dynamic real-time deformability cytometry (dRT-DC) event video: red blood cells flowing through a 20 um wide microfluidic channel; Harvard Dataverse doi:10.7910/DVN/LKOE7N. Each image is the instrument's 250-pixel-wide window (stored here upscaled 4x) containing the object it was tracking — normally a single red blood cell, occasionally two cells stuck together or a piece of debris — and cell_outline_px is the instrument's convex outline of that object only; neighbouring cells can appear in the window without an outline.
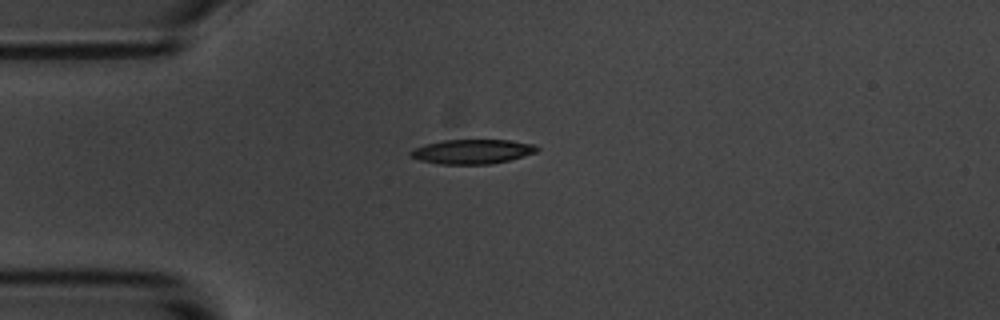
{"species": "common noctule bat (a hibernating species)", "species_latin": "Nyctalus noctula", "temperature_condition": "room temperature", "stored_images_in_passage": 8, "camera_frame_rate_fps": 3000, "um_per_image_px": 0.085, "animal": {"sex": "male", "body_mass_g": 20.1, "forearm_length_mm": 53.5}, "frame": {"image": 1, "passage_image": 1, "time_ms": 0.0, "image_size_px": [1000, 320], "cell_outline_px": [[540, 148], [536, 152], [524, 156], [508, 160], [488, 164], [440, 164], [420, 160], [408, 156], [408, 152], [412, 148], [444, 140], [508, 140], [536, 144]], "centroid_in_image_um": [40.13, 12.88], "position_along_channel_um": 44.9, "area_um2": 18.03}}
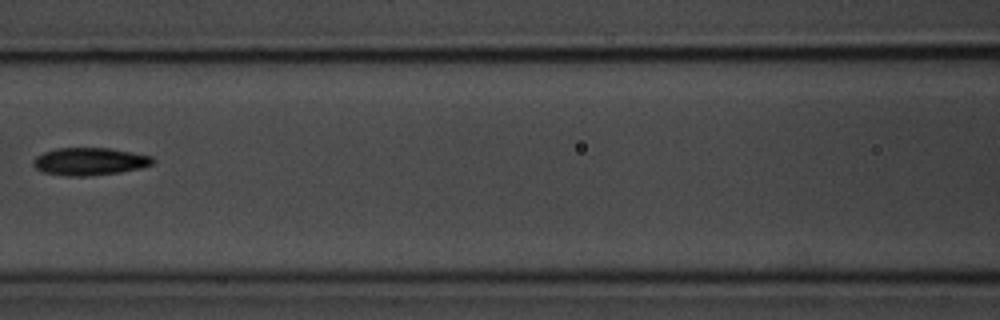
{"frame": {"image": 2, "passage_image": 4, "time_ms": 3.667, "image_size_px": [1000, 320], "cell_outline_px": [[156, 160], [152, 164], [140, 168], [120, 172], [88, 176], [68, 176], [44, 172], [36, 168], [32, 164], [32, 160], [36, 156], [44, 152], [56, 148], [112, 148], [152, 156]], "centroid_in_image_um": [7.62, 13.72], "position_along_channel_um": 159.0, "area_um2": 19.25}}
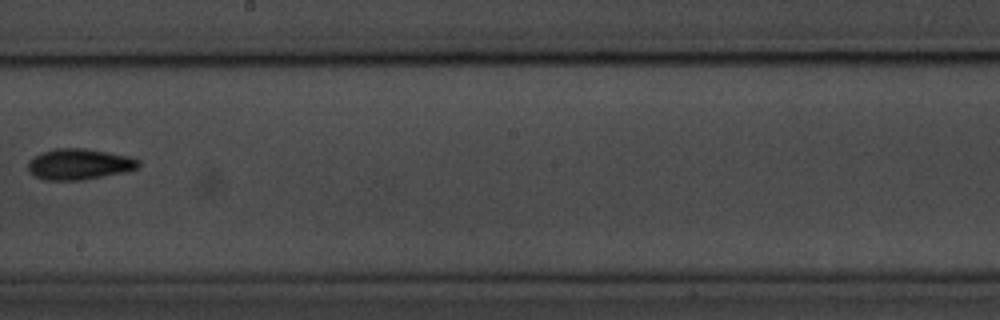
{"frame": {"image": 3, "passage_image": 6, "time_ms": 6.0, "image_size_px": [1000, 320], "cell_outline_px": [[140, 164], [136, 168], [128, 172], [84, 180], [44, 180], [36, 176], [28, 168], [28, 160], [40, 152], [56, 148], [84, 148], [132, 156], [140, 160]], "centroid_in_image_um": [6.77, 13.95], "position_along_channel_um": 241.4, "area_um2": 20.17}}